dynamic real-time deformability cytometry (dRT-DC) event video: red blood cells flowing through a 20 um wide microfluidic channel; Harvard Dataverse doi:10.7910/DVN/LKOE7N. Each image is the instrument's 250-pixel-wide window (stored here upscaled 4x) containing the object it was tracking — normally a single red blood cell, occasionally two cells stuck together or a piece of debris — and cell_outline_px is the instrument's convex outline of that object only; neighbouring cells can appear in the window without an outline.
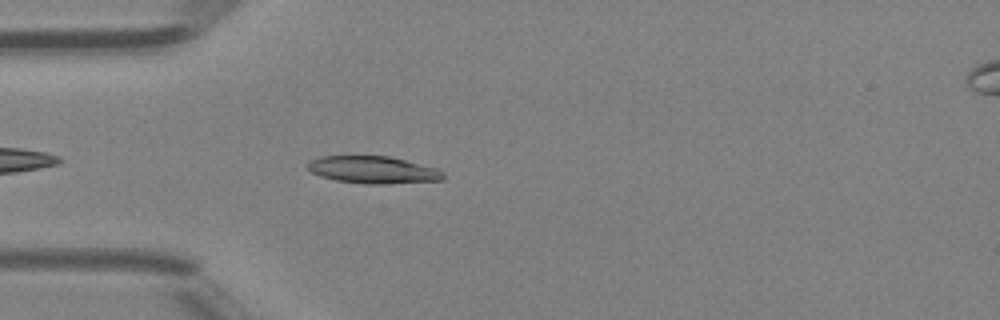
{"species": "Egyptian fruit bat (a non-hibernating species)", "species_latin": "Rousettus aegyptiacus", "temperature_condition": "room temperature", "stored_images_in_passage": 39, "camera_frame_rate_fps": 3000, "um_per_image_px": 0.085, "animal": {"sex": "female"}, "frame": {"image": 1, "passage_image": 5, "time_ms": 1.333, "image_size_px": [1000, 320], "cell_outline_px": [[444, 180], [380, 184], [364, 184], [336, 180], [320, 176], [312, 172], [308, 168], [308, 164], [312, 160], [320, 156], [388, 156], [440, 168], [444, 172]], "centroid_in_image_um": [31.77, 14.44], "position_along_channel_um": 53.2, "area_um2": 21.56}}
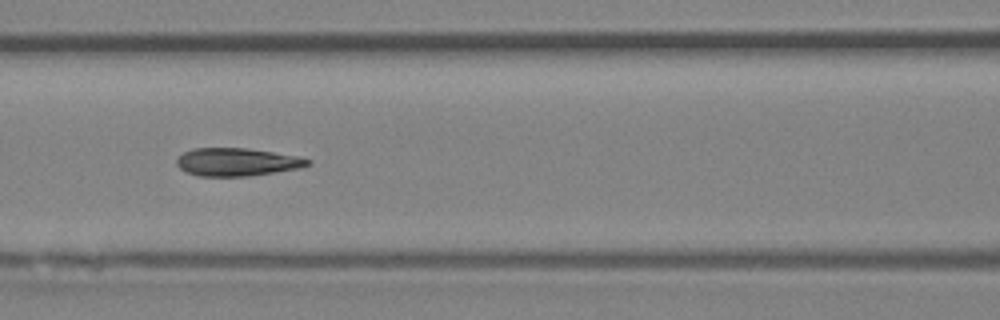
{"frame": {"image": 2, "passage_image": 12, "time_ms": 3.667, "image_size_px": [1000, 320], "cell_outline_px": [[312, 164], [300, 168], [248, 176], [200, 176], [188, 172], [180, 168], [176, 164], [176, 160], [184, 152], [192, 148], [248, 148], [300, 156], [312, 160]], "centroid_in_image_um": [20.19, 13.76], "position_along_channel_um": 146.4, "area_um2": 21.39}}
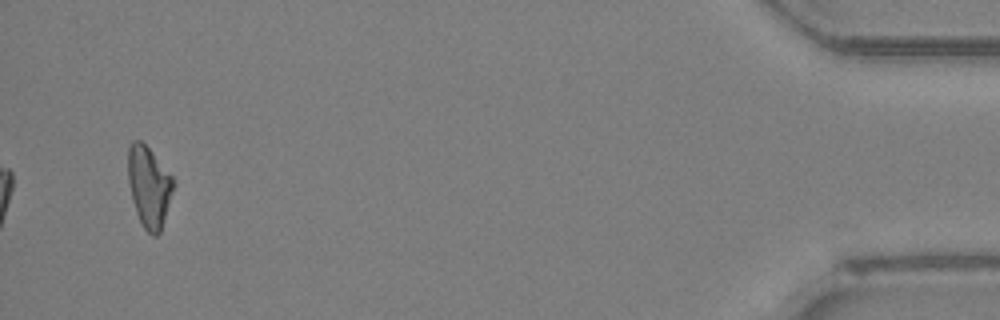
{"frame": {"image": 3, "passage_image": 37, "time_ms": 12.0, "image_size_px": [1000, 320], "cell_outline_px": [[176, 184], [160, 232], [156, 236], [152, 236], [144, 228], [136, 212], [132, 200], [128, 180], [128, 144], [132, 140], [140, 140], [152, 152], [176, 180]], "centroid_in_image_um": [12.68, 15.85], "position_along_channel_um": 422.5, "area_um2": 21.56}, "authors_computed_cell_mechanics": {"area_um2": 21.4438, "velocity_mm_per_s": 4.335, "shape_relaxation_time_tau1_ms": 6.1459, "shape_relaxation_time_tau2_ms": 1.8744, "deformation_change_tau1": 0.2222, "deformation_change_tau2": 0.1045}}